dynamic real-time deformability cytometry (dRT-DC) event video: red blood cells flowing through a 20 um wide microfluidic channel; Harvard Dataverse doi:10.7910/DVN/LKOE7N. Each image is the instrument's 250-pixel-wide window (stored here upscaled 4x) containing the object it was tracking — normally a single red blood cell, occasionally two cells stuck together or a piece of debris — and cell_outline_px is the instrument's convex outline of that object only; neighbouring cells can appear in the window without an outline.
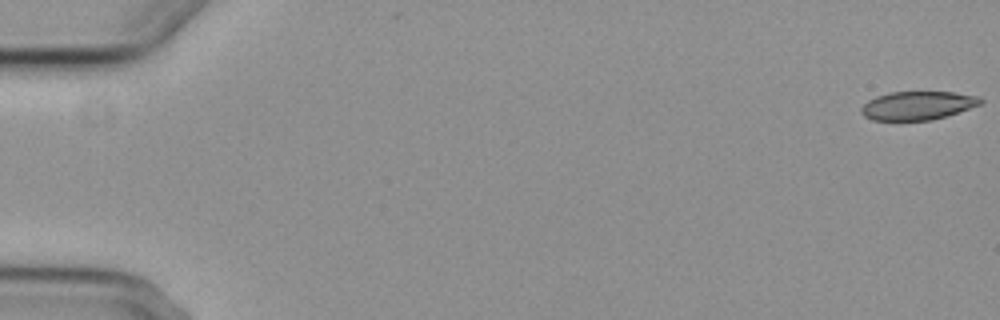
{"species": "common noctule bat (a hibernating species)", "species_latin": "Nyctalus noctula", "temperature_condition": "cold", "stored_images_in_passage": 6, "camera_frame_rate_fps": 3000, "um_per_image_px": 0.085, "animal": {"sex": "female", "body_mass_g": 29.2, "forearm_length_mm": 56.3}, "frame": {"image": 1, "passage_image": 1, "time_ms": 0.0, "image_size_px": [1000, 320], "cell_outline_px": [[984, 100], [980, 104], [932, 120], [872, 120], [864, 116], [860, 112], [860, 108], [868, 100], [876, 96], [892, 92], [952, 92], [980, 96]], "centroid_in_image_um": [77.97, 8.96], "position_along_channel_um": 7.0, "area_um2": 19.65}}
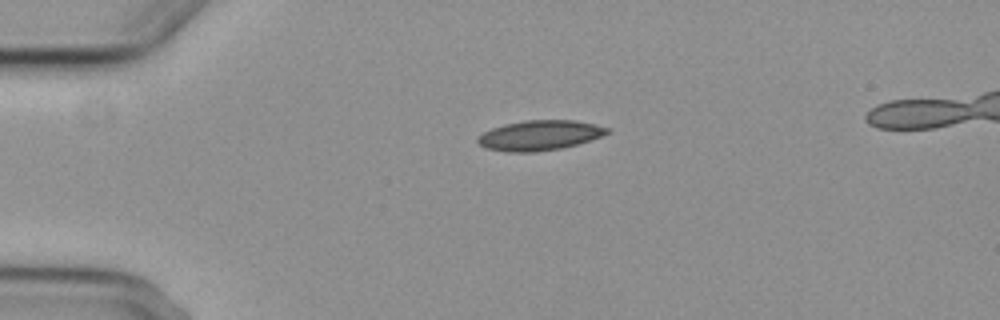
{"frame": {"image": 2, "passage_image": 4, "time_ms": 4.333, "image_size_px": [1000, 320], "cell_outline_px": [[612, 132], [576, 144], [560, 148], [536, 152], [508, 152], [484, 148], [476, 140], [476, 136], [492, 128], [504, 124], [524, 120], [576, 120], [596, 124], [612, 128]], "centroid_in_image_um": [45.86, 11.49], "position_along_channel_um": 39.1, "area_um2": 22.77}}